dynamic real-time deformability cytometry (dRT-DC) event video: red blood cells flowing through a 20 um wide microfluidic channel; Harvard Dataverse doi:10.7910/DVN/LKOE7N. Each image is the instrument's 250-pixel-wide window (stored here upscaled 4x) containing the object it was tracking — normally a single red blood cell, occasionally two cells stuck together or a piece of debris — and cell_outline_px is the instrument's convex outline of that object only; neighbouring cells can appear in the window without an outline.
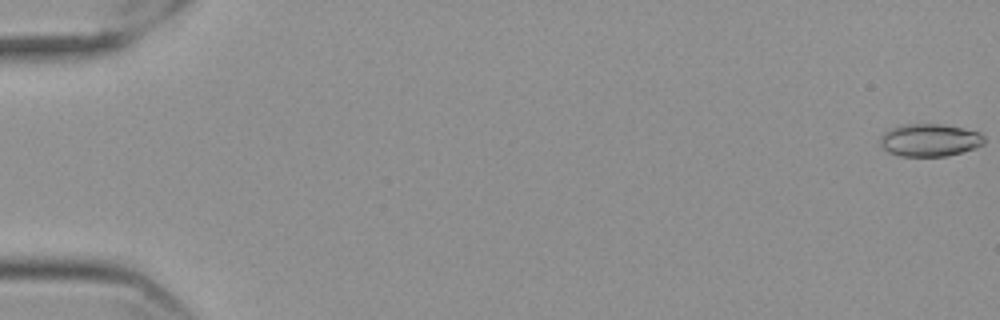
{"species": "Egyptian fruit bat (a non-hibernating species)", "species_latin": "Rousettus aegyptiacus", "temperature_condition": "cold", "stored_images_in_passage": 16, "camera_frame_rate_fps": 3000, "um_per_image_px": 0.085, "frame": {"image": 1, "passage_image": 1, "time_ms": 0.0, "image_size_px": [1000, 320], "cell_outline_px": [[984, 144], [976, 148], [948, 156], [900, 156], [888, 152], [880, 148], [880, 136], [888, 128], [904, 124], [940, 124], [964, 128], [980, 132], [984, 136]], "centroid_in_image_um": [79.0, 11.91], "position_along_channel_um": 6.0, "area_um2": 20.11}}